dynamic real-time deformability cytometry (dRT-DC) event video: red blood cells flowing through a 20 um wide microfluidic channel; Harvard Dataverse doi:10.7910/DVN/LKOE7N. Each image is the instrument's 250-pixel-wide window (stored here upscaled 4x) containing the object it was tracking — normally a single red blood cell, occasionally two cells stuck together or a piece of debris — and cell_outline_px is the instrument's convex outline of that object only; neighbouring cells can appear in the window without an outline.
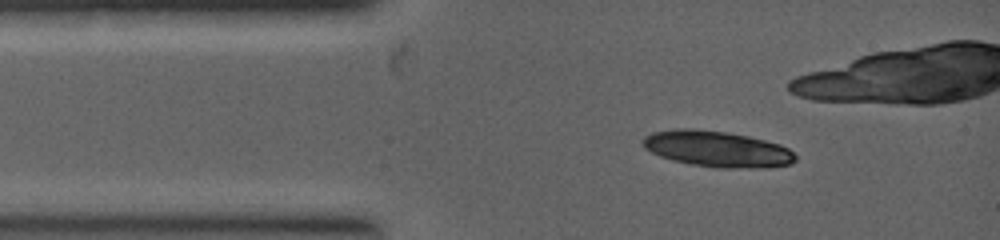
{"species": "common noctule bat (a hibernating species)", "species_latin": "Nyctalus noctula", "temperature_condition": "warm", "stored_images_in_passage": 2, "camera_frame_rate_fps": 5000, "um_per_image_px": 0.085, "animal": {"sex": "female", "body_mass_g": 19.0, "forearm_length_mm": 53.3}, "frame": {"image": 1, "passage_image": 2, "time_ms": 0.2, "image_size_px": [1000, 240], "cell_outline_px": [[796, 160], [792, 164], [768, 168], [716, 168], [688, 164], [672, 160], [660, 156], [644, 148], [640, 144], [640, 140], [644, 136], [652, 132], [672, 128], [692, 128], [728, 132], [748, 136], [780, 144], [788, 148], [796, 156]], "centroid_in_image_um": [60.92, 12.66], "position_along_channel_um": 24.1, "area_um2": 32.6}}